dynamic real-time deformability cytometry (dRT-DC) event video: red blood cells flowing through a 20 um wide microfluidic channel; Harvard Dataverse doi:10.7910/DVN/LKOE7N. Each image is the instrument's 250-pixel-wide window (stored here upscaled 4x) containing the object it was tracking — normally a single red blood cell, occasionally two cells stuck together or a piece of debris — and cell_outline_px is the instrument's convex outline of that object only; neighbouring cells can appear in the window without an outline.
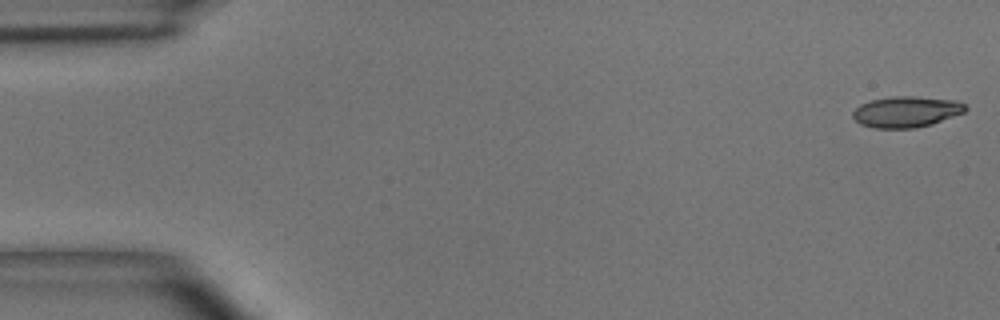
{"species": "common noctule bat (a hibernating species)", "species_latin": "Nyctalus noctula", "temperature_condition": "room temperature", "stored_images_in_passage": 4, "camera_frame_rate_fps": 3000, "um_per_image_px": 0.085, "animal": {"sex": "male", "body_mass_g": 15.6}, "frame": {"image": 1, "passage_image": 1, "time_ms": 0.0, "image_size_px": [1000, 320], "cell_outline_px": [[968, 108], [964, 112], [932, 124], [916, 128], [872, 128], [860, 124], [852, 116], [852, 112], [860, 104], [872, 100], [892, 96], [916, 96], [956, 100], [964, 104]], "centroid_in_image_um": [77.03, 9.5], "position_along_channel_um": 8.0, "area_um2": 20.4}}
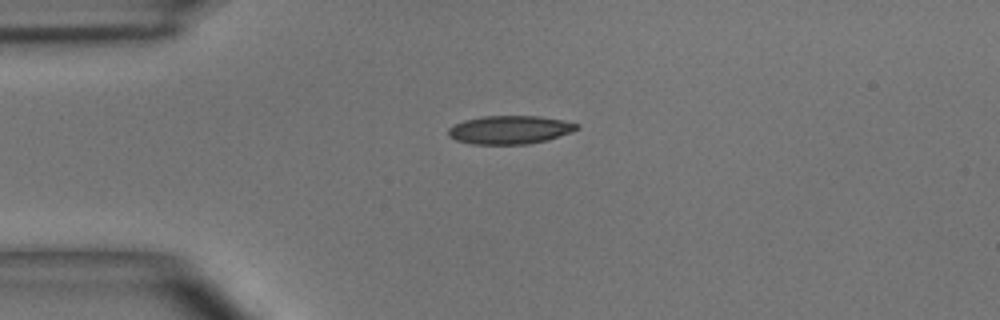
{"frame": {"image": 2, "passage_image": 4, "time_ms": 3.667, "image_size_px": [1000, 320], "cell_outline_px": [[580, 128], [572, 132], [548, 140], [528, 144], [472, 144], [456, 140], [448, 136], [448, 128], [452, 124], [464, 120], [480, 116], [540, 116], [564, 120], [580, 124]], "centroid_in_image_um": [43.34, 11.03], "position_along_channel_um": 41.7, "area_um2": 21.56}}